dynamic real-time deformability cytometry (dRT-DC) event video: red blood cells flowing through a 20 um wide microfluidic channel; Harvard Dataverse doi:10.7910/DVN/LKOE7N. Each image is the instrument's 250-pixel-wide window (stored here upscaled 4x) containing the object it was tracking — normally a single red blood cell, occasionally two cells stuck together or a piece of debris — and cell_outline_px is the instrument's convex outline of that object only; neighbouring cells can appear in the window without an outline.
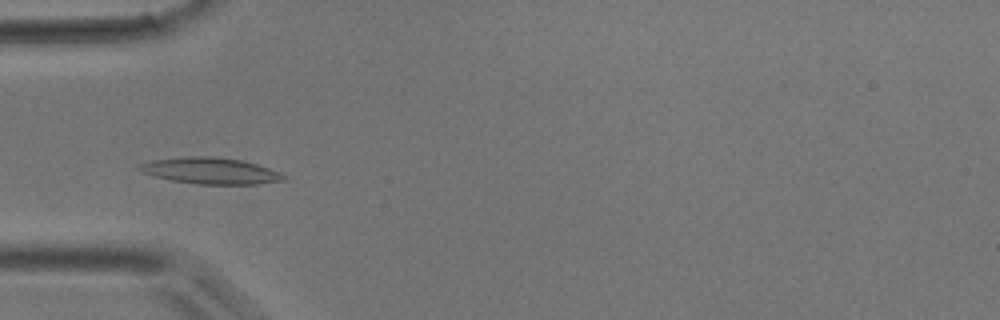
{"species": "common noctule bat (a hibernating species)", "species_latin": "Nyctalus noctula", "temperature_condition": "room temperature", "stored_images_in_passage": 35, "camera_frame_rate_fps": 3000, "um_per_image_px": 0.085, "animal": {"sex": "male", "body_mass_g": 17.9}, "frame": {"image": 1, "passage_image": 10, "time_ms": 3.0, "image_size_px": [1000, 320], "cell_outline_px": [[288, 180], [260, 184], [200, 184], [172, 180], [152, 176], [136, 168], [140, 164], [152, 160], [184, 156], [212, 156], [244, 160], [280, 172], [288, 176]], "centroid_in_image_um": [17.94, 14.51], "position_along_channel_um": 67.1, "area_um2": 22.31}}
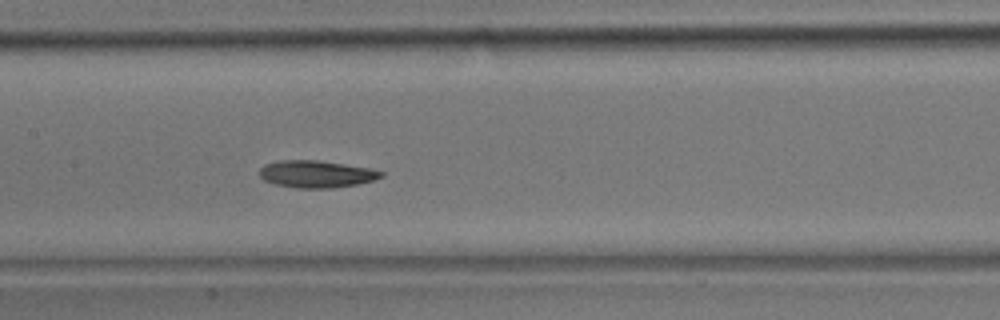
{"frame": {"image": 2, "passage_image": 18, "time_ms": 5.667, "image_size_px": [1000, 320], "cell_outline_px": [[384, 176], [372, 180], [356, 184], [332, 188], [296, 188], [276, 184], [264, 180], [260, 176], [260, 168], [264, 164], [280, 160], [316, 160], [344, 164], [368, 168], [384, 172]], "centroid_in_image_um": [26.86, 14.79], "position_along_channel_um": 180.5, "area_um2": 19.07}}
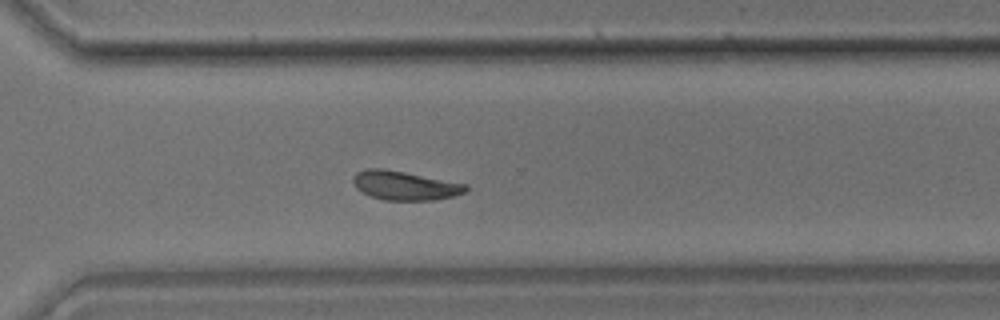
{"frame": {"image": 3, "passage_image": 29, "time_ms": 9.333, "image_size_px": [1000, 320], "cell_outline_px": [[468, 188], [464, 192], [456, 196], [432, 200], [384, 200], [372, 196], [356, 188], [352, 180], [352, 176], [356, 172], [364, 168], [384, 168], [468, 184]], "centroid_in_image_um": [34.4, 15.76], "position_along_channel_um": 336.2, "area_um2": 19.13}}